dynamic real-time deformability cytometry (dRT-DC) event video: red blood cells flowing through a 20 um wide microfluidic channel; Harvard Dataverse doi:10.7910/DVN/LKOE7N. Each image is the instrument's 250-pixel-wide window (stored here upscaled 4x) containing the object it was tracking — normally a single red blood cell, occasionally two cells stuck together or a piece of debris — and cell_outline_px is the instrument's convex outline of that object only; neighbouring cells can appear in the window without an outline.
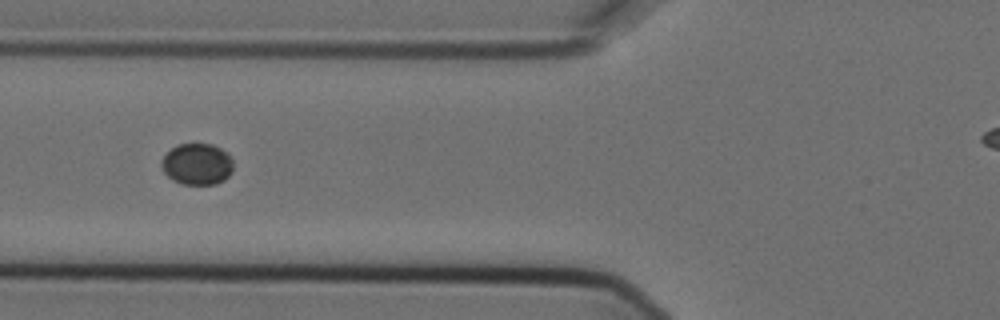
{"species": "Egyptian fruit bat (a non-hibernating species)", "species_latin": "Rousettus aegyptiacus", "temperature_condition": "cold", "stored_images_in_passage": 4, "camera_frame_rate_fps": 3000, "um_per_image_px": 0.085, "animal": {"sex": "female"}, "frame": {"image": 1, "passage_image": 4, "time_ms": 1.0, "image_size_px": [1000, 320], "cell_outline_px": [[232, 172], [224, 180], [216, 184], [180, 184], [172, 180], [164, 172], [160, 164], [160, 160], [176, 144], [212, 144], [220, 148], [232, 160]], "centroid_in_image_um": [16.72, 13.96], "position_along_channel_um": 109.1, "area_um2": 17.28}}